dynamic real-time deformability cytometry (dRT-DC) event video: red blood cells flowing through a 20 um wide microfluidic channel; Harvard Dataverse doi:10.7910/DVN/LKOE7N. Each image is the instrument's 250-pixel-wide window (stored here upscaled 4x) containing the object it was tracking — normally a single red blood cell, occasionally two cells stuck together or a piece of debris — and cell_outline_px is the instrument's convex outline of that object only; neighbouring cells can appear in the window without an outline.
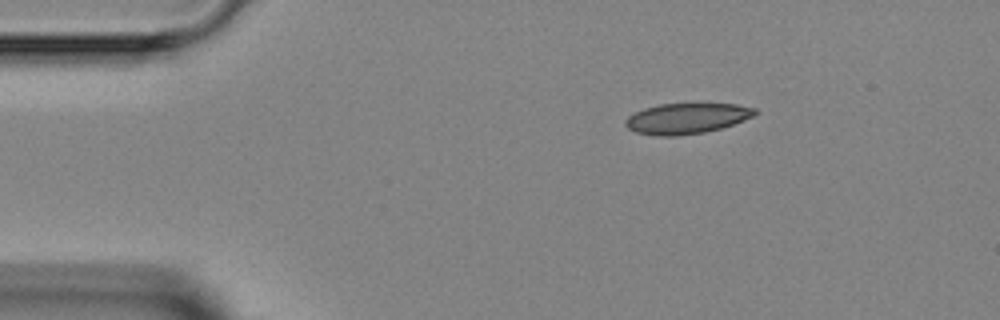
{"species": "Egyptian fruit bat (a non-hibernating species)", "species_latin": "Rousettus aegyptiacus", "temperature_condition": "room temperature", "stored_images_in_passage": 2, "camera_frame_rate_fps": 3000, "um_per_image_px": 0.085, "animal": {"sex": "female"}, "frame": {"image": 1, "passage_image": 1, "time_ms": 0.0, "image_size_px": [1000, 320], "cell_outline_px": [[756, 116], [720, 128], [704, 132], [676, 136], [656, 136], [636, 132], [628, 128], [624, 124], [624, 120], [628, 116], [644, 108], [660, 104], [736, 104], [756, 108]], "centroid_in_image_um": [58.35, 10.07], "position_along_channel_um": 26.6, "area_um2": 23.0}}